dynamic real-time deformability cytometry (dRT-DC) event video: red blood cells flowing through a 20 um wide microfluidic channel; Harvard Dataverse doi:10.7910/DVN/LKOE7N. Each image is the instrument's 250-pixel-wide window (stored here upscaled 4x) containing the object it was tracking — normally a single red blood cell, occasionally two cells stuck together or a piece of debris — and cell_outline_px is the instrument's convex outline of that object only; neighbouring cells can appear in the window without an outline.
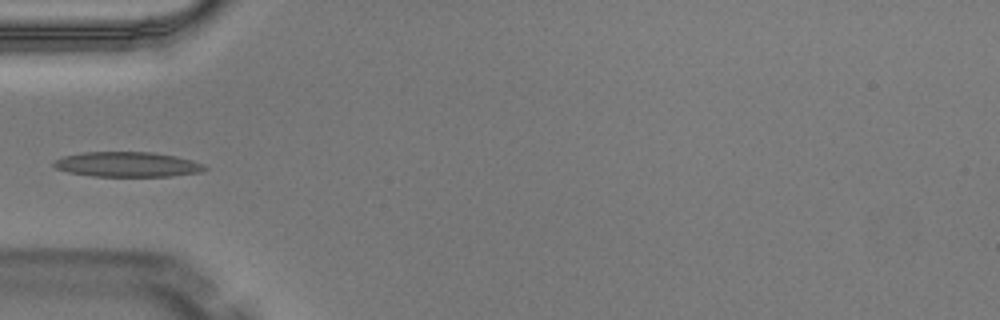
{"species": "Egyptian fruit bat (a non-hibernating species)", "species_latin": "Rousettus aegyptiacus", "temperature_condition": "warm", "stored_images_in_passage": 4, "camera_frame_rate_fps": 3000, "um_per_image_px": 0.085, "animal": {"sex": "male"}, "frame": {"image": 1, "passage_image": 4, "time_ms": 1.0, "image_size_px": [1000, 320], "cell_outline_px": [[208, 168], [200, 172], [172, 176], [92, 176], [68, 172], [56, 168], [52, 164], [52, 160], [64, 156], [84, 152], [152, 152], [176, 156], [192, 160], [204, 164]], "centroid_in_image_um": [10.82, 13.97], "position_along_channel_um": 74.2, "area_um2": 22.02}}